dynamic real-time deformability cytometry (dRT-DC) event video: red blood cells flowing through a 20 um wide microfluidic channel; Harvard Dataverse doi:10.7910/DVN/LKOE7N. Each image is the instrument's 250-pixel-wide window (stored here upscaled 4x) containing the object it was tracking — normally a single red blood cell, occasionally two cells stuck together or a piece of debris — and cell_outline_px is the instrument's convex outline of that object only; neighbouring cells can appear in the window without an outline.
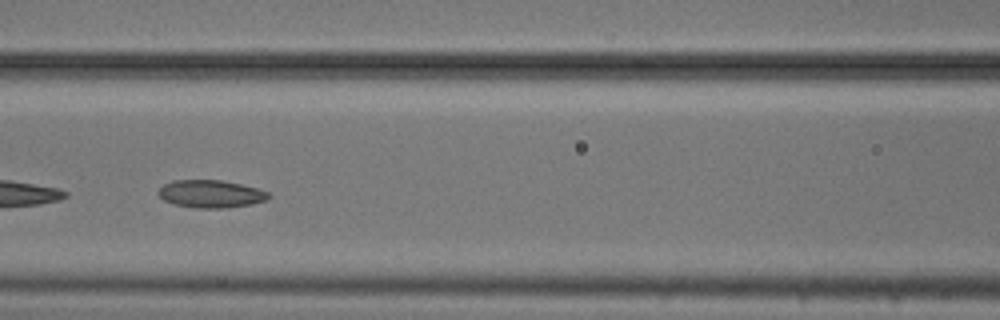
{"species": "common noctule bat (a hibernating species)", "species_latin": "Nyctalus noctula", "temperature_condition": "cold", "stored_images_in_passage": 11, "camera_frame_rate_fps": 3000, "um_per_image_px": 0.085, "animal": {"sex": "male", "body_mass_g": 20.5, "forearm_length_mm": 52.5}, "frame": {"image": 1, "passage_image": 4, "time_ms": 1.0, "image_size_px": [1000, 320], "cell_outline_px": [[272, 196], [268, 200], [252, 204], [224, 208], [192, 208], [172, 204], [164, 200], [156, 192], [164, 184], [172, 180], [220, 180], [240, 184], [256, 188], [268, 192]], "centroid_in_image_um": [17.91, 16.49], "position_along_channel_um": 148.7, "area_um2": 17.92}}
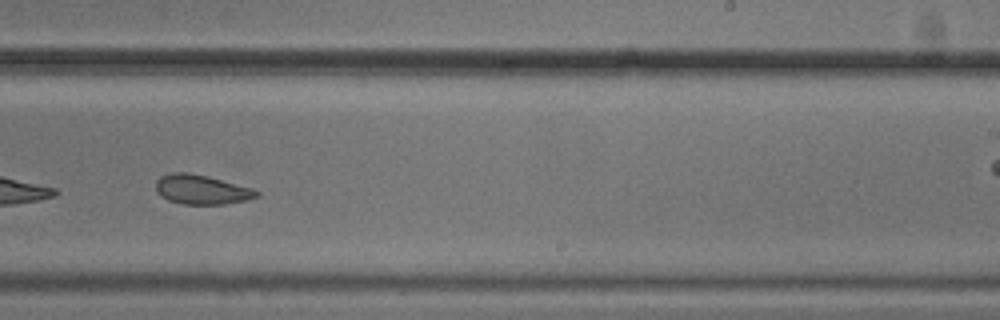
{"frame": {"image": 2, "passage_image": 7, "time_ms": 2.0, "image_size_px": [1000, 320], "cell_outline_px": [[260, 196], [248, 200], [224, 204], [180, 204], [168, 200], [160, 196], [156, 192], [156, 180], [160, 176], [172, 172], [188, 172], [208, 176], [252, 188], [260, 192]], "centroid_in_image_um": [17.12, 16.11], "position_along_channel_um": 271.9, "area_um2": 17.51}}
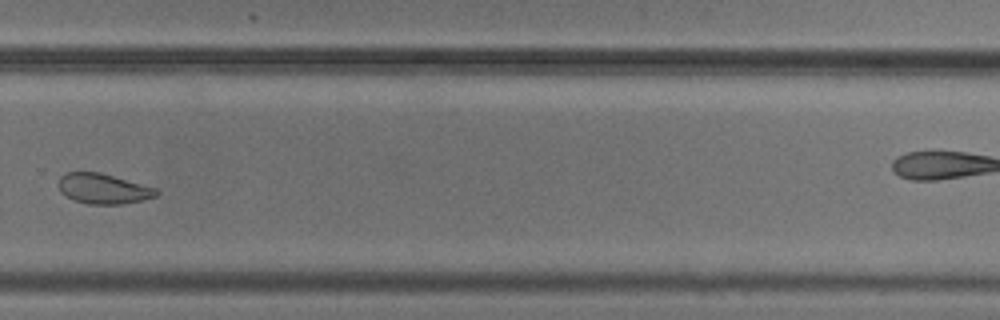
{"frame": {"image": 3, "passage_image": 8, "time_ms": 2.333, "image_size_px": [1000, 320], "cell_outline_px": [[160, 192], [156, 196], [140, 200], [120, 204], [88, 204], [72, 200], [60, 192], [60, 176], [68, 172], [100, 172], [156, 188]], "centroid_in_image_um": [8.77, 16.04], "position_along_channel_um": 321.0, "area_um2": 17.05}}